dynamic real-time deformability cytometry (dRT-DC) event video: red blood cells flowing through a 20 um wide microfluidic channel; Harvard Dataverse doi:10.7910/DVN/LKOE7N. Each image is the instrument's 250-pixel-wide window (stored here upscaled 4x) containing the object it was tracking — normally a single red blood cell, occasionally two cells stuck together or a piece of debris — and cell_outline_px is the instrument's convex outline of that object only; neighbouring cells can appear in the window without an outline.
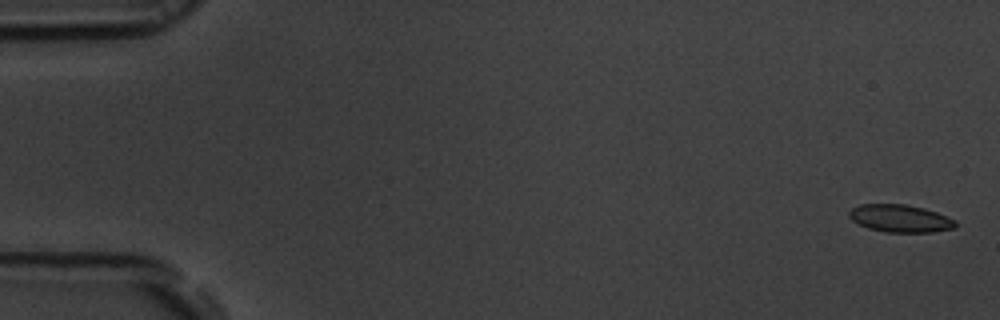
{"species": "common noctule bat (a hibernating species)", "species_latin": "Nyctalus noctula", "temperature_condition": "room temperature", "stored_images_in_passage": 56, "camera_frame_rate_fps": 3000, "um_per_image_px": 0.085, "animal": {"sex": "male", "body_mass_g": 19.5, "forearm_length_mm": 54.6}, "frame": {"image": 1, "passage_image": 2, "time_ms": 0.333, "image_size_px": [1000, 320], "cell_outline_px": [[956, 228], [932, 232], [884, 232], [868, 228], [852, 220], [848, 216], [848, 212], [852, 208], [860, 204], [904, 204], [924, 208], [936, 212], [956, 220]], "centroid_in_image_um": [76.51, 18.57], "position_along_channel_um": 8.5, "area_um2": 17.11}}
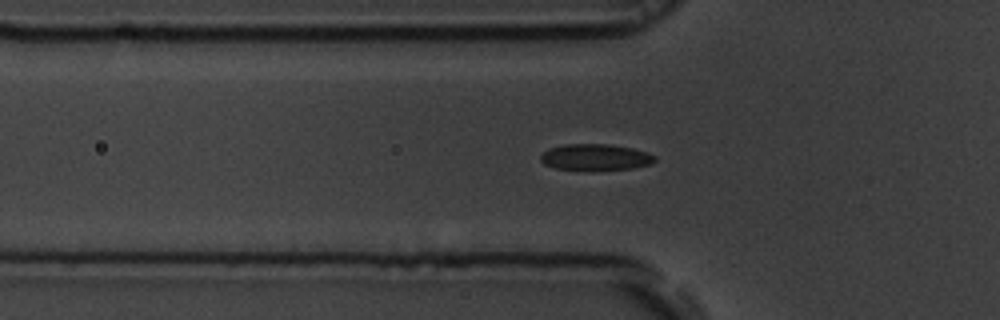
{"frame": {"image": 2, "passage_image": 19, "time_ms": 6.0, "image_size_px": [1000, 320], "cell_outline_px": [[656, 160], [652, 164], [632, 168], [592, 172], [588, 172], [556, 168], [544, 164], [540, 160], [540, 156], [548, 148], [564, 144], [608, 144], [632, 148], [648, 152], [656, 156]], "centroid_in_image_um": [50.62, 13.39], "position_along_channel_um": 75.2, "area_um2": 18.15}}
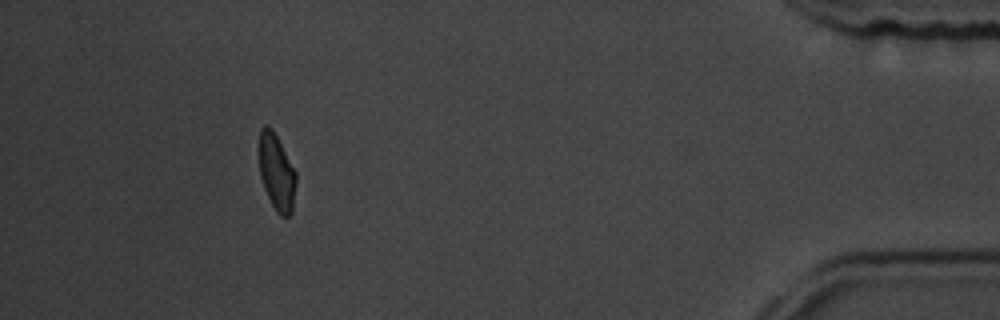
{"frame": {"image": 3, "passage_image": 51, "time_ms": 16.667, "image_size_px": [1000, 320], "cell_outline_px": [[296, 184], [292, 212], [288, 216], [280, 216], [276, 212], [264, 188], [260, 176], [256, 148], [260, 128], [264, 124], [272, 128], [296, 172]], "centroid_in_image_um": [23.46, 14.58], "position_along_channel_um": 411.7, "area_um2": 16.94}, "authors_computed_cell_mechanics": {"area_um2": 17.7446, "velocity_mm_per_s": 3.7192, "shape_relaxation_time_tau1_ms": 5.2756, "shape_relaxation_time_tau2_ms": 1.7558, "deformation_change_tau1": 0.1202, "deformation_change_tau2": 0.0641}}